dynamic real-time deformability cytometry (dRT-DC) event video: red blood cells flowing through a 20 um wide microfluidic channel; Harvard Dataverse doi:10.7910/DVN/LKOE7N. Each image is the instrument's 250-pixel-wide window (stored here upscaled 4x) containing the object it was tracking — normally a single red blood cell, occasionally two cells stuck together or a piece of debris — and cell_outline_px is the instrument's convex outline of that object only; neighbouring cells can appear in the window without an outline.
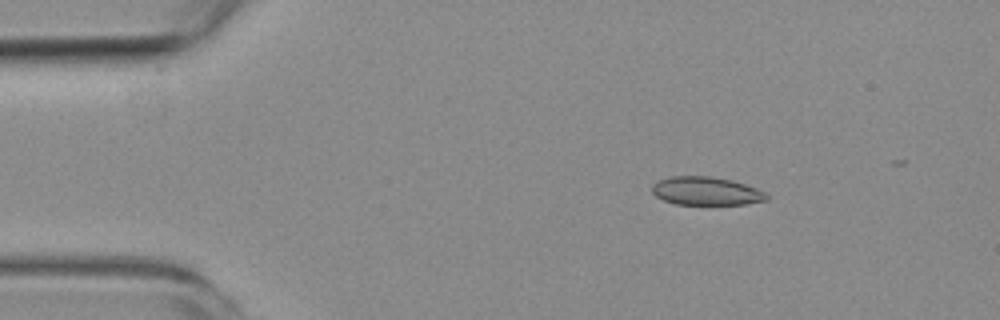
{"species": "common noctule bat (a hibernating species)", "species_latin": "Nyctalus noctula", "temperature_condition": "room temperature", "stored_images_in_passage": 3, "camera_frame_rate_fps": 3000, "um_per_image_px": 0.085, "animal": {"sex": "female", "body_mass_g": 19.3, "forearm_length_mm": 54.1}, "frame": {"image": 1, "passage_image": 1, "time_ms": 0.0, "image_size_px": [1000, 320], "cell_outline_px": [[768, 200], [748, 204], [676, 204], [664, 200], [656, 196], [652, 192], [652, 184], [660, 180], [672, 176], [712, 176], [732, 180], [756, 188], [764, 192], [768, 196]], "centroid_in_image_um": [60.03, 16.24], "position_along_channel_um": 25.0, "area_um2": 18.84}}